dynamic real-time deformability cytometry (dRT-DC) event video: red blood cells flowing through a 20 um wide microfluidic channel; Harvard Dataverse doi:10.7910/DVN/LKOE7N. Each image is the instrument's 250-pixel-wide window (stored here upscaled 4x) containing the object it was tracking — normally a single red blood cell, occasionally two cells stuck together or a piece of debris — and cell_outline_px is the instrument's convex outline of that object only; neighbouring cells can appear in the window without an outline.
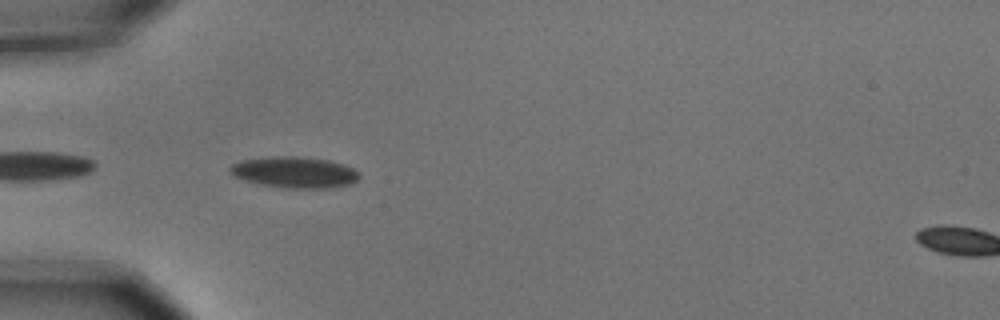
{"species": "common noctule bat (a hibernating species)", "species_latin": "Nyctalus noctula", "temperature_condition": "cold", "stored_images_in_passage": 7, "camera_frame_rate_fps": 3000, "um_per_image_px": 0.085, "animal": {"sex": "male", "body_mass_g": 15.6}, "frame": {"image": 1, "passage_image": 4, "time_ms": 1.0, "image_size_px": [1000, 320], "cell_outline_px": [[360, 176], [352, 184], [332, 188], [284, 188], [260, 184], [244, 180], [232, 176], [228, 172], [228, 168], [232, 164], [240, 160], [268, 156], [296, 156], [328, 160], [344, 164], [352, 168]], "centroid_in_image_um": [24.98, 14.64], "position_along_channel_um": 60.0, "area_um2": 23.76}}
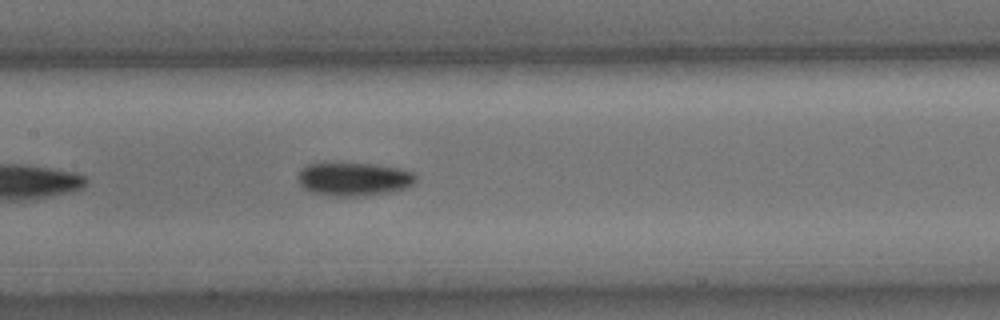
{"frame": {"image": 2, "passage_image": 7, "time_ms": 2.0, "image_size_px": [1000, 320], "cell_outline_px": [[416, 180], [408, 188], [388, 192], [364, 196], [332, 196], [312, 192], [304, 188], [300, 184], [296, 176], [300, 168], [304, 164], [328, 160], [376, 164], [400, 168], [416, 172]], "centroid_in_image_um": [30.02, 15.16], "position_along_channel_um": 177.4, "area_um2": 24.16}}